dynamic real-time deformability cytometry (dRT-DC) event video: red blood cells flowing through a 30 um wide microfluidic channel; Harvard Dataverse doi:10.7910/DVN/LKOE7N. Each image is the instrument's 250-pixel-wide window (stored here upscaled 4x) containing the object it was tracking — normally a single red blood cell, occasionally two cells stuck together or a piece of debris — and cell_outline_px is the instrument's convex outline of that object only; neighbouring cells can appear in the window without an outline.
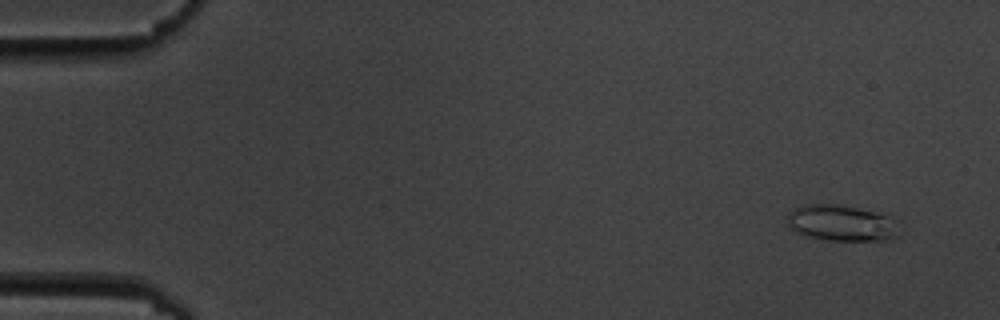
{"species": "common noctule bat (a hibernating species)", "species_latin": "Nyctalus noctula", "temperature_condition": "cold", "stored_images_in_passage": 4, "camera_frame_rate_fps": 3000, "um_per_image_px": 0.085, "animal": {"sex": "male", "body_mass_g": 19.5, "forearm_length_mm": 54.6}, "frame": {"image": 1, "passage_image": 1, "time_ms": 0.0, "image_size_px": [1000, 320], "cell_outline_px": [[900, 236], [888, 240], [828, 240], [804, 236], [796, 232], [788, 224], [788, 216], [796, 208], [804, 204], [840, 204], [888, 216], [892, 220]], "centroid_in_image_um": [71.5, 18.97], "position_along_channel_um": 13.5, "area_um2": 23.12}}